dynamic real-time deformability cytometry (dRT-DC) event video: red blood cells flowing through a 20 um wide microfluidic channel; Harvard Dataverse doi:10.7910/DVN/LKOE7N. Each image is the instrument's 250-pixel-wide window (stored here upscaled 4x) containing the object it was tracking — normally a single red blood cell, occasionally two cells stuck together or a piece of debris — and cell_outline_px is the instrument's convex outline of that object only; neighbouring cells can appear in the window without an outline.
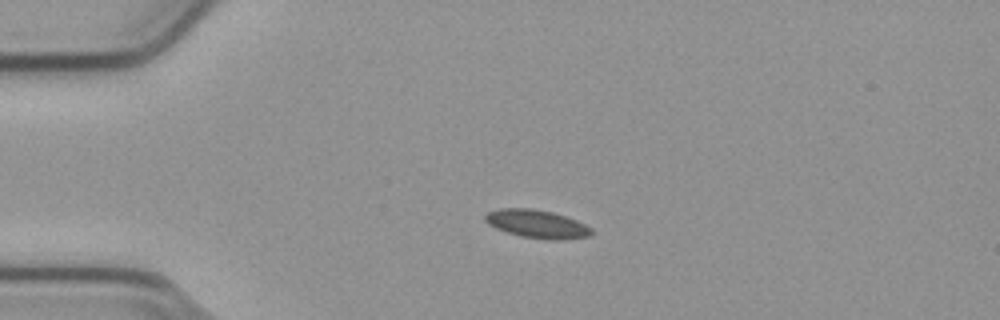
{"species": "common noctule bat (a hibernating species)", "species_latin": "Nyctalus noctula", "temperature_condition": "cold", "stored_images_in_passage": 43, "camera_frame_rate_fps": 3000, "um_per_image_px": 0.085, "animal": {"sex": "male", "body_mass_g": 23.1, "forearm_length_mm": 52.7}, "frame": {"image": 1, "passage_image": 1, "time_ms": 0.0, "image_size_px": [1000, 320], "cell_outline_px": [[592, 232], [588, 236], [564, 240], [548, 240], [520, 236], [496, 228], [488, 224], [484, 220], [484, 216], [488, 212], [500, 208], [532, 208], [552, 212], [576, 220], [592, 228]], "centroid_in_image_um": [45.63, 19.04], "position_along_channel_um": 39.4, "area_um2": 17.46}}
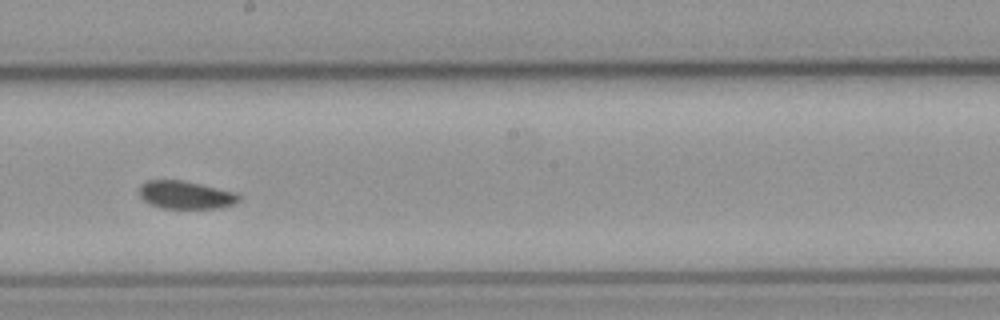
{"frame": {"image": 2, "passage_image": 19, "time_ms": 6.0, "image_size_px": [1000, 320], "cell_outline_px": [[240, 200], [232, 204], [220, 208], [160, 208], [148, 204], [140, 196], [140, 184], [148, 180], [184, 180], [236, 192], [240, 196]], "centroid_in_image_um": [15.77, 16.56], "position_along_channel_um": 232.4, "area_um2": 16.3}}
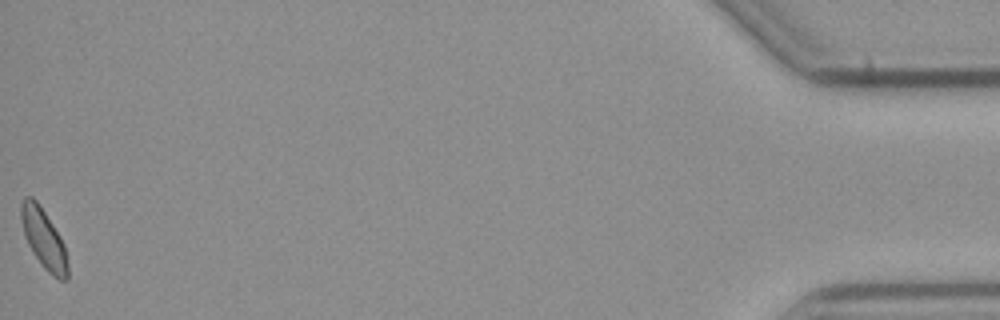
{"frame": {"image": 3, "passage_image": 43, "time_ms": 14.0, "image_size_px": [1000, 320], "cell_outline_px": [[68, 280], [60, 280], [52, 276], [44, 268], [28, 244], [24, 236], [20, 216], [20, 204], [24, 196], [32, 196], [40, 204], [60, 236], [64, 244], [68, 264]], "centroid_in_image_um": [3.71, 20.27], "position_along_channel_um": 431.5, "area_um2": 16.3}, "authors_computed_cell_mechanics": {"area_um2": 16.4152, "velocity_mm_per_s": 3.7629, "shape_relaxation_time_tau1_ms": 10.5425, "shape_relaxation_time_tau2_ms": 7.2394, "deformation_change_tau1": 0.1159, "deformation_change_tau2": 0.0951}}